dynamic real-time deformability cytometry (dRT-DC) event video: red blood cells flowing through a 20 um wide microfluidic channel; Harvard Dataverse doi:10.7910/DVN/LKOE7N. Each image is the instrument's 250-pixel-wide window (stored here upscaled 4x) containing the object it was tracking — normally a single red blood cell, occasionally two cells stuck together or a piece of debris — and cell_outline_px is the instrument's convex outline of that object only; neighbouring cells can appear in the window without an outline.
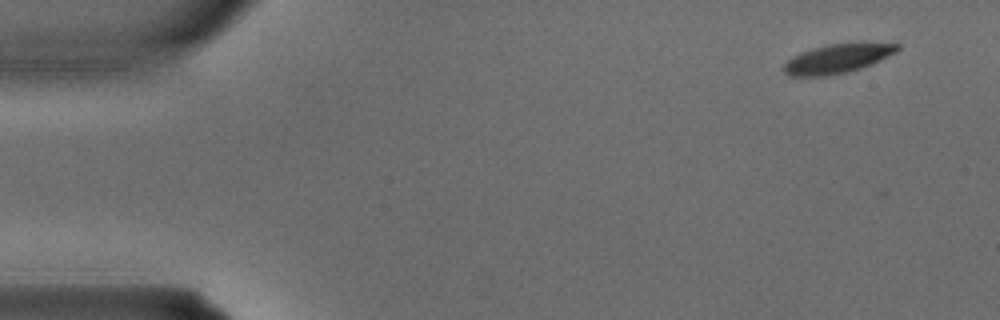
{"species": "common noctule bat (a hibernating species)", "species_latin": "Nyctalus noctula", "temperature_condition": "warm", "stored_images_in_passage": 4, "segment_of_instrument_passage": [2, 2], "camera_frame_rate_fps": 3000, "um_per_image_px": 0.085, "animal": {"sex": "male", "body_mass_g": 15.6}, "frame": {"image": 1, "passage_image": 4, "time_ms": 1.0, "image_size_px": [1000, 320], "cell_outline_px": [[900, 48], [896, 52], [872, 64], [848, 72], [828, 76], [788, 76], [784, 72], [784, 64], [792, 56], [800, 52], [828, 44], [900, 44]], "centroid_in_image_um": [71.13, 5.01], "position_along_channel_um": 13.9, "area_um2": 18.9}}